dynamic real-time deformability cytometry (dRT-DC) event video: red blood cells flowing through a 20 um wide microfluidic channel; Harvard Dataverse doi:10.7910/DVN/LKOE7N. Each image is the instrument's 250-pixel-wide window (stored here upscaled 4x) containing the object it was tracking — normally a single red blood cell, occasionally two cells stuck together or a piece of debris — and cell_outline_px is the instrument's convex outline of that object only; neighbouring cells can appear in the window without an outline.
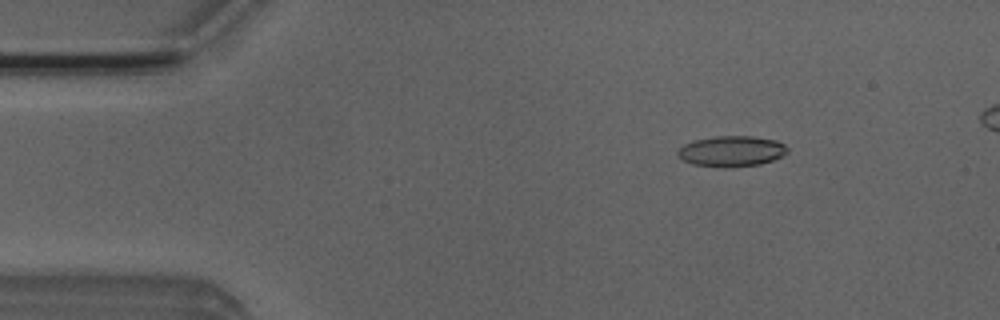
{"species": "Egyptian fruit bat (a non-hibernating species)", "species_latin": "Rousettus aegyptiacus", "temperature_condition": "room temperature", "stored_images_in_passage": 49, "camera_frame_rate_fps": 3000, "um_per_image_px": 0.085, "animal": {"sex": "male"}, "frame": {"image": 1, "passage_image": 7, "time_ms": 2.0, "image_size_px": [1000, 320], "cell_outline_px": [[788, 152], [772, 160], [760, 164], [692, 164], [676, 156], [676, 152], [684, 144], [696, 140], [716, 136], [752, 136], [776, 140], [784, 144], [788, 148]], "centroid_in_image_um": [62.19, 12.79], "position_along_channel_um": 22.8, "area_um2": 18.61}}
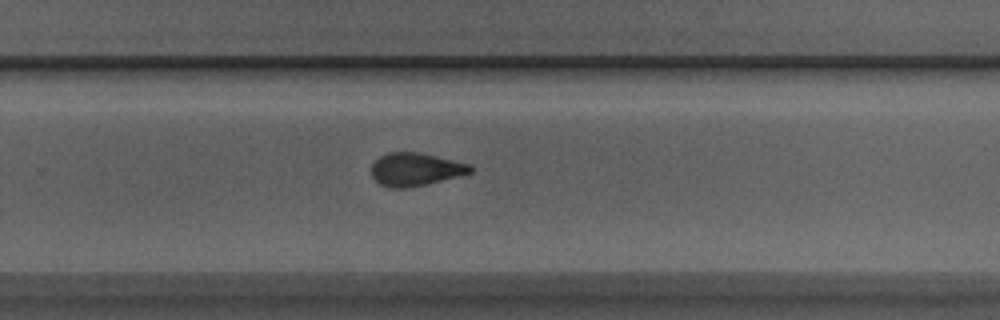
{"frame": {"image": 2, "passage_image": 33, "time_ms": 10.667, "image_size_px": [1000, 320], "cell_outline_px": [[472, 172], [424, 184], [404, 188], [388, 188], [380, 184], [372, 176], [372, 164], [380, 156], [388, 152], [420, 152], [468, 164], [472, 168]], "centroid_in_image_um": [35.25, 14.38], "position_along_channel_um": 294.5, "area_um2": 18.61}}
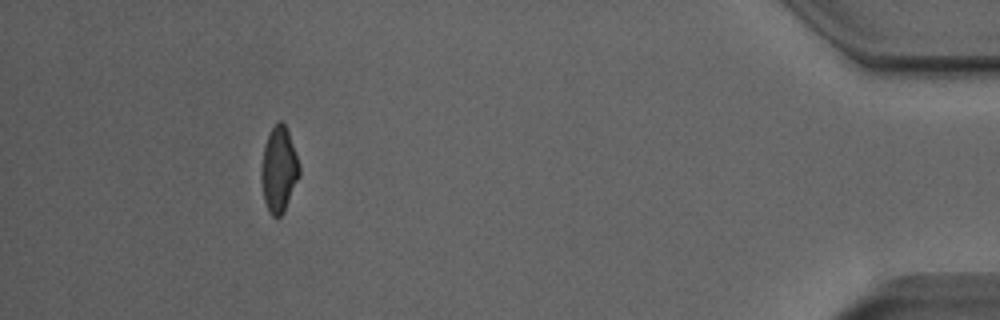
{"frame": {"image": 3, "passage_image": 47, "time_ms": 15.333, "image_size_px": [1000, 320], "cell_outline_px": [[300, 176], [284, 212], [276, 220], [268, 212], [264, 200], [260, 176], [260, 172], [264, 144], [272, 128], [280, 120], [284, 124], [288, 132], [300, 168]], "centroid_in_image_um": [23.69, 14.48], "position_along_channel_um": 411.5, "area_um2": 18.96}}